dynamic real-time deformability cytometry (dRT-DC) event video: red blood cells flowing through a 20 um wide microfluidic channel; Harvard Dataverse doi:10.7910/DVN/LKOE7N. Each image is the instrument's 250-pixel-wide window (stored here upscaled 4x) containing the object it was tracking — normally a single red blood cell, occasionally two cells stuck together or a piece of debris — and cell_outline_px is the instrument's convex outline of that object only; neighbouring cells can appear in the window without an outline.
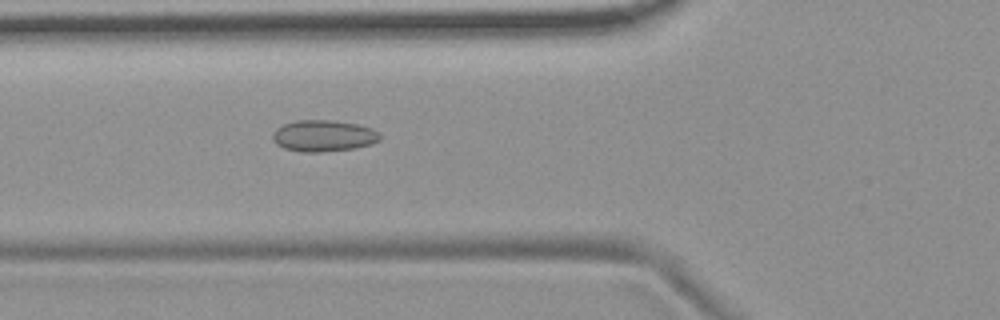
{"species": "common noctule bat (a hibernating species)", "species_latin": "Nyctalus noctula", "temperature_condition": "room temperature", "stored_images_in_passage": 43, "camera_frame_rate_fps": 3000, "um_per_image_px": 0.085, "animal": {"sex": "female", "body_mass_g": 19.9}, "frame": {"image": 1, "passage_image": 9, "time_ms": 2.667, "image_size_px": [1000, 320], "cell_outline_px": [[380, 140], [372, 144], [356, 148], [320, 152], [300, 152], [284, 148], [276, 144], [272, 140], [272, 136], [276, 128], [284, 124], [296, 120], [332, 120], [356, 124], [372, 128], [380, 132]], "centroid_in_image_um": [27.5, 11.55], "position_along_channel_um": 98.3, "area_um2": 19.83}}
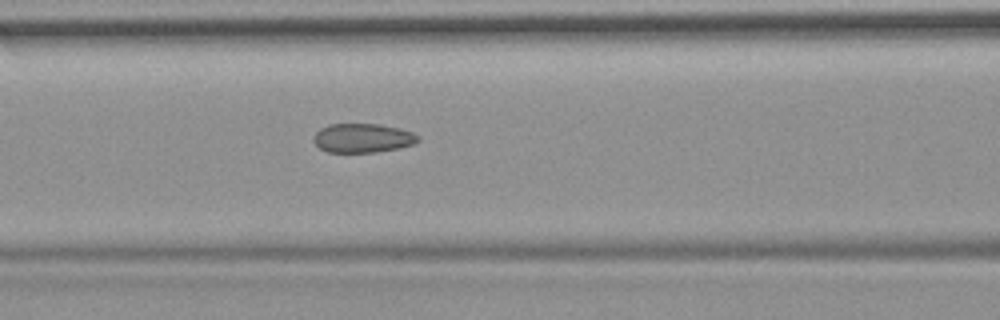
{"frame": {"image": 2, "passage_image": 12, "time_ms": 3.667, "image_size_px": [1000, 320], "cell_outline_px": [[420, 140], [412, 144], [396, 148], [376, 152], [328, 152], [320, 148], [312, 140], [316, 132], [320, 128], [328, 124], [380, 124], [400, 128], [412, 132], [420, 136]], "centroid_in_image_um": [30.82, 11.72], "position_along_channel_um": 135.8, "area_um2": 17.69}}
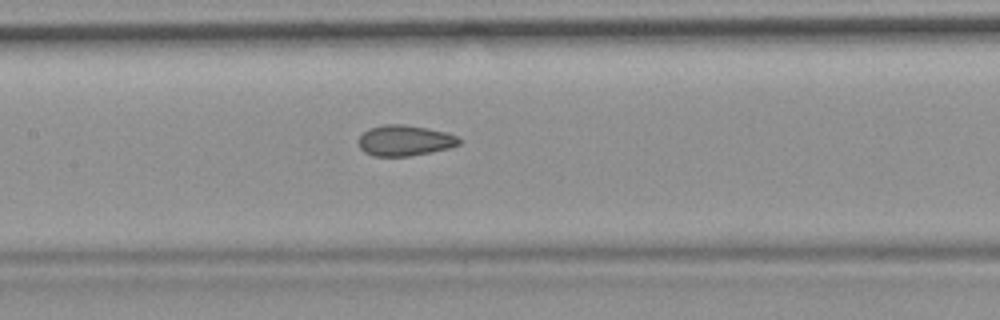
{"frame": {"image": 3, "passage_image": 15, "time_ms": 4.667, "image_size_px": [1000, 320], "cell_outline_px": [[460, 144], [448, 148], [432, 152], [408, 156], [372, 156], [364, 152], [360, 148], [360, 136], [368, 128], [384, 124], [404, 124], [428, 128], [448, 132], [456, 136], [460, 140]], "centroid_in_image_um": [34.41, 11.94], "position_along_channel_um": 173.0, "area_um2": 18.03}, "authors_computed_cell_mechanics": {"area_um2": 18.3804, "velocity_mm_per_s": 3.7197, "shape_relaxation_time_tau1_ms": null, "shape_relaxation_time_tau2_ms": 2.0606, "deformation_change_tau1": null, "deformation_change_tau2": 0.0897}}